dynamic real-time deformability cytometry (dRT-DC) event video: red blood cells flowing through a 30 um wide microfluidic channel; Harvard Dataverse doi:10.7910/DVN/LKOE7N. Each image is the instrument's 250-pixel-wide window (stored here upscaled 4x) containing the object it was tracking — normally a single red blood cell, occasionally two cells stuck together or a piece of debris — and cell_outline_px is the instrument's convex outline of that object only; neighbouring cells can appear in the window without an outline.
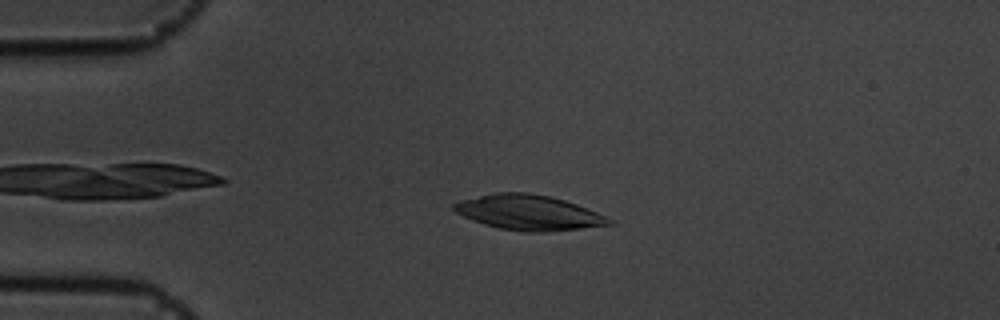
{"species": "common noctule bat (a hibernating species)", "species_latin": "Nyctalus noctula", "temperature_condition": "cold", "stored_images_in_passage": 51, "camera_frame_rate_fps": 3000, "um_per_image_px": 0.085, "animal": {"sex": "male", "body_mass_g": 19.5, "forearm_length_mm": 54.6}, "frame": {"image": 1, "passage_image": 9, "time_ms": 2.667, "image_size_px": [1000, 320], "cell_outline_px": [[616, 224], [544, 232], [524, 232], [500, 228], [484, 224], [472, 220], [456, 212], [452, 208], [452, 204], [460, 200], [496, 192], [528, 192], [552, 196], [576, 204], [596, 212], [612, 220]], "centroid_in_image_um": [44.92, 18.06], "position_along_channel_um": 40.1, "area_um2": 31.62}}
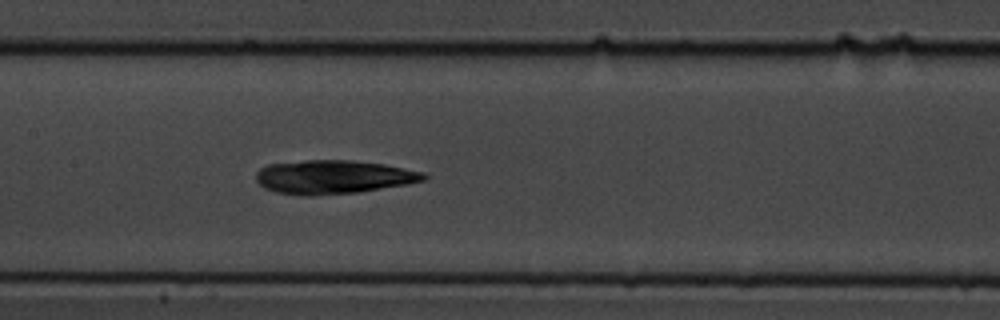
{"frame": {"image": 2, "passage_image": 23, "time_ms": 7.333, "image_size_px": [1000, 320], "cell_outline_px": [[428, 176], [424, 180], [408, 184], [360, 192], [312, 196], [300, 196], [276, 192], [264, 188], [256, 180], [256, 172], [260, 168], [268, 164], [304, 160], [352, 160], [384, 164], [424, 172]], "centroid_in_image_um": [28.32, 15.05], "position_along_channel_um": 179.1, "area_um2": 33.23}}
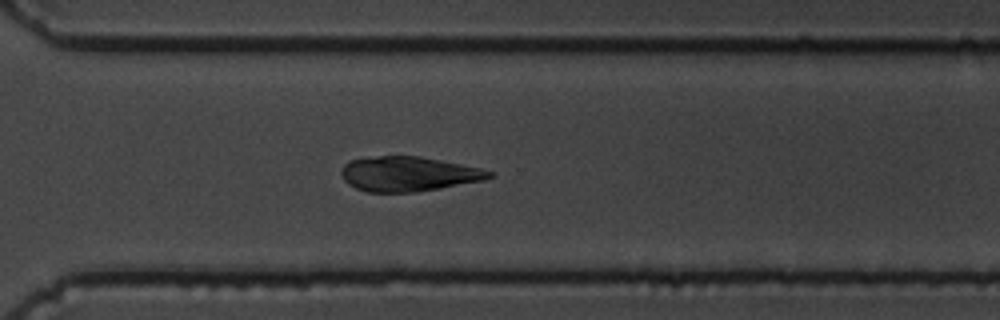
{"frame": {"image": 3, "passage_image": 36, "time_ms": 11.667, "image_size_px": [1000, 320], "cell_outline_px": [[496, 176], [484, 180], [440, 188], [416, 192], [368, 192], [356, 188], [348, 184], [344, 180], [340, 172], [344, 164], [348, 160], [380, 156], [420, 156], [480, 168], [496, 172]], "centroid_in_image_um": [34.73, 14.79], "position_along_channel_um": 335.9, "area_um2": 30.0}}